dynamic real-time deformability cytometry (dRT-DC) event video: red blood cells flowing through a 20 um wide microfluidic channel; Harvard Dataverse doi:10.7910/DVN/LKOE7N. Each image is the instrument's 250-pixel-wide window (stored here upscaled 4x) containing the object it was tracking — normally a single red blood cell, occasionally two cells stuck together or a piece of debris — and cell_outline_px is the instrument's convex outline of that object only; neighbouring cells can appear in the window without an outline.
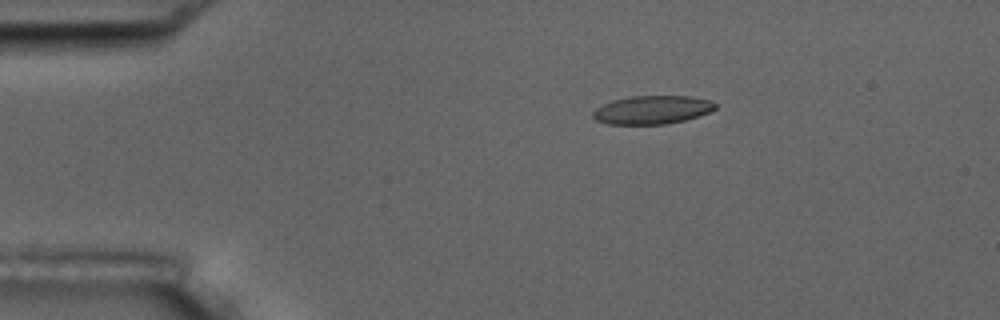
{"species": "common noctule bat (a hibernating species)", "species_latin": "Nyctalus noctula", "temperature_condition": "room temperature", "stored_images_in_passage": 13, "camera_frame_rate_fps": 3000, "um_per_image_px": 0.085, "animal": {"sex": "male", "body_mass_g": 17.5, "forearm_length_mm": 52.3}, "frame": {"image": 1, "passage_image": 1, "time_ms": 0.0, "image_size_px": [1000, 320], "cell_outline_px": [[716, 108], [708, 112], [684, 120], [668, 124], [608, 124], [596, 120], [592, 116], [592, 112], [596, 108], [612, 100], [632, 96], [692, 96], [712, 100], [716, 104]], "centroid_in_image_um": [55.43, 9.33], "position_along_channel_um": 29.6, "area_um2": 20.23}}
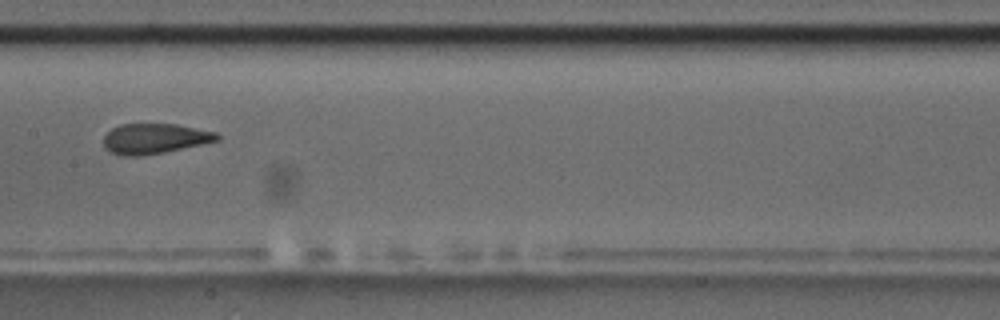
{"frame": {"image": 2, "passage_image": 6, "time_ms": 6.0, "image_size_px": [1000, 320], "cell_outline_px": [[220, 140], [164, 152], [136, 156], [120, 156], [104, 148], [104, 136], [112, 128], [120, 124], [176, 124], [216, 132], [220, 136]], "centroid_in_image_um": [13.13, 11.78], "position_along_channel_um": 194.3, "area_um2": 19.88}}
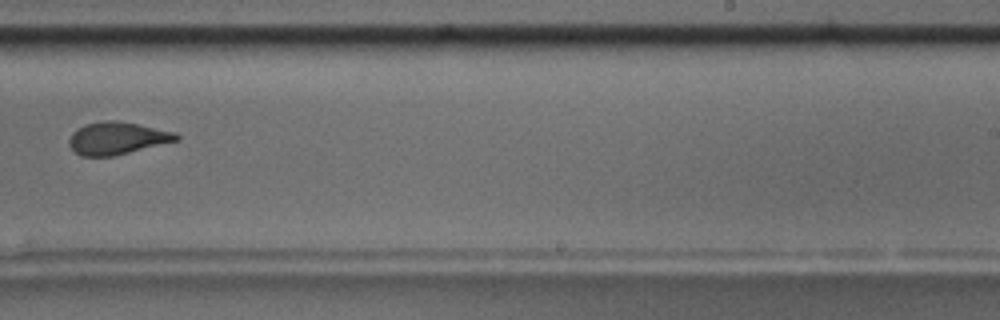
{"frame": {"image": 3, "passage_image": 8, "time_ms": 8.333, "image_size_px": [1000, 320], "cell_outline_px": [[180, 140], [112, 156], [80, 156], [68, 144], [68, 140], [72, 132], [76, 128], [84, 124], [104, 120], [116, 120], [176, 132], [180, 136]], "centroid_in_image_um": [9.93, 11.74], "position_along_channel_um": 279.1, "area_um2": 20.29}, "authors_computed_cell_mechanics": {"area_um2": 20.6924, "velocity_mm_per_s": 3.6415, "shape_relaxation_time_tau1_ms": 4.1051, "shape_relaxation_time_tau2_ms": 1.0518, "deformation_change_tau1": 0.1243, "deformation_change_tau2": 0.0393}}